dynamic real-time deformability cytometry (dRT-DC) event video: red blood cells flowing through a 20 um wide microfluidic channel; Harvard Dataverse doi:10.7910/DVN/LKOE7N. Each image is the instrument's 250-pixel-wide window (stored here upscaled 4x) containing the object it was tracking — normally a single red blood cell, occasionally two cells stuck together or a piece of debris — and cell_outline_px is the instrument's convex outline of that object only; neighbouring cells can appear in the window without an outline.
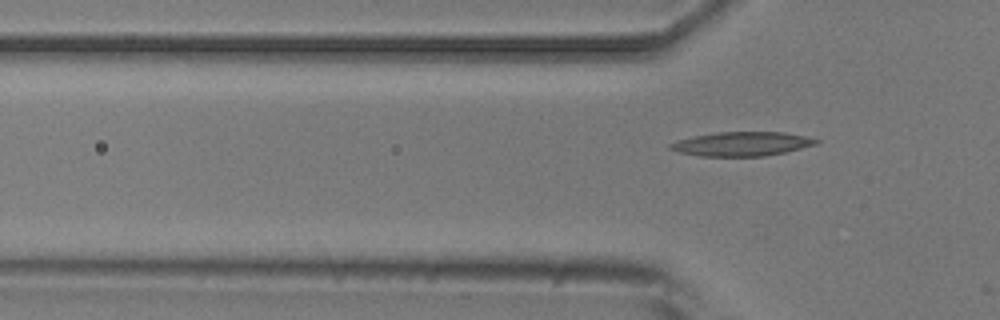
{"species": "common noctule bat (a hibernating species)", "species_latin": "Nyctalus noctula", "temperature_condition": "room temperature", "stored_images_in_passage": 3, "camera_frame_rate_fps": 3000, "um_per_image_px": 0.085, "animal": {"sex": "male", "body_mass_g": 20.5, "forearm_length_mm": 52.5}, "frame": {"image": 1, "passage_image": 3, "time_ms": 2.333, "image_size_px": [1000, 320], "cell_outline_px": [[820, 140], [816, 144], [784, 152], [764, 156], [700, 156], [680, 152], [668, 148], [668, 144], [676, 140], [692, 136], [716, 132], [784, 132], [804, 136]], "centroid_in_image_um": [63.0, 12.22], "position_along_channel_um": 62.8, "area_um2": 20.4}}